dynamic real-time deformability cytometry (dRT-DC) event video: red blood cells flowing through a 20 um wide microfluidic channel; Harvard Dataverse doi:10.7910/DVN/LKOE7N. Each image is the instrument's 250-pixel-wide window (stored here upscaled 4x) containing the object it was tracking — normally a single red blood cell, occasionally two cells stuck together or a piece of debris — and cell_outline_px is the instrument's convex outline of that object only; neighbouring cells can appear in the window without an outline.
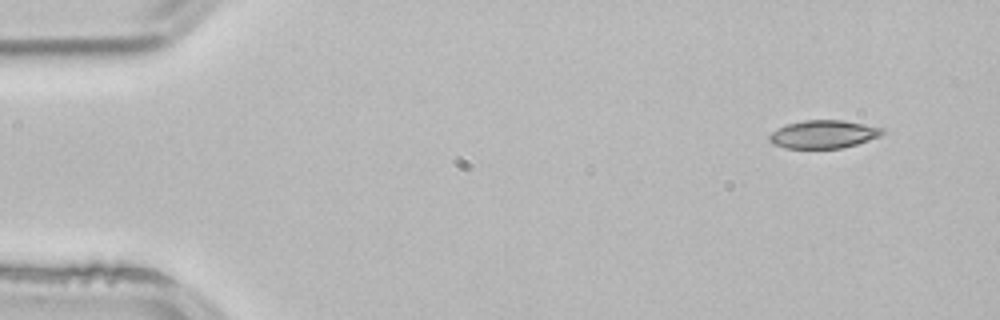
{"species": "common noctule bat (a hibernating species)", "species_latin": "Nyctalus noctula", "temperature_condition": "room temperature", "stored_images_in_passage": 3, "camera_frame_rate_fps": 3000, "um_per_image_px": 0.085, "animal": {"sex": "male", "body_mass_g": 21.5, "forearm_length_mm": 52.0}, "frame": {"image": 1, "passage_image": 1, "time_ms": 0.0, "image_size_px": [1000, 320], "cell_outline_px": [[884, 132], [880, 136], [856, 144], [840, 148], [784, 148], [772, 144], [768, 140], [768, 136], [776, 128], [788, 124], [804, 120], [840, 120], [884, 128]], "centroid_in_image_um": [69.94, 11.41], "position_along_channel_um": 15.1, "area_um2": 18.38}}
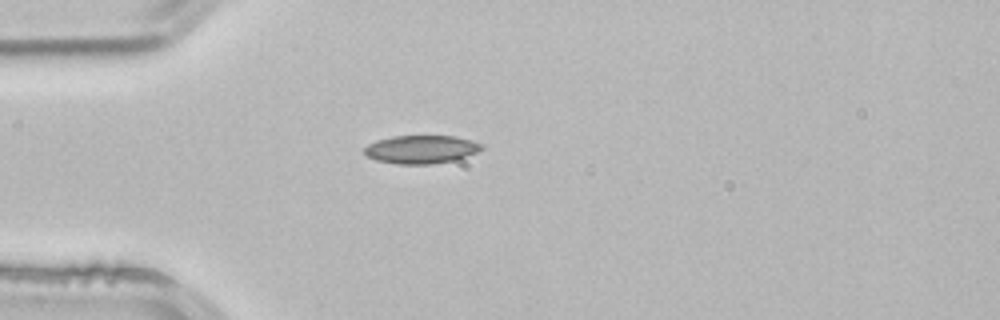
{"frame": {"image": 2, "passage_image": 3, "time_ms": 0.667, "image_size_px": [1000, 320], "cell_outline_px": [[484, 148], [476, 152], [456, 160], [432, 164], [396, 164], [376, 160], [368, 156], [364, 152], [364, 148], [368, 144], [376, 140], [392, 136], [456, 136], [484, 144]], "centroid_in_image_um": [35.81, 12.69], "position_along_channel_um": 49.2, "area_um2": 19.36}}